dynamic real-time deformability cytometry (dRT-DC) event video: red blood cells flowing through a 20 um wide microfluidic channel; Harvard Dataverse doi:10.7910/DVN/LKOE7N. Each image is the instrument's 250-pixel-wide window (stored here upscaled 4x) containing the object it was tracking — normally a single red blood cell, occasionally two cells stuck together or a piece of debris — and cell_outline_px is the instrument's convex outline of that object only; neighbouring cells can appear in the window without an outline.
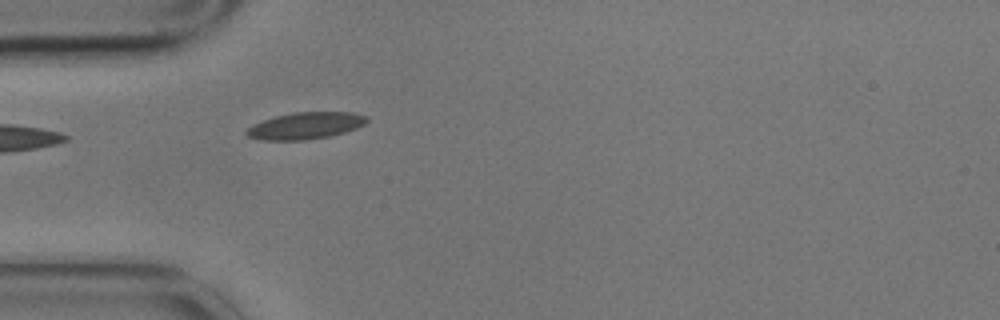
{"species": "common noctule bat (a hibernating species)", "species_latin": "Nyctalus noctula", "temperature_condition": "cold", "stored_images_in_passage": 5, "camera_frame_rate_fps": 3000, "um_per_image_px": 0.085, "animal": {"sex": "male", "body_mass_g": 17.9}, "frame": {"image": 1, "passage_image": 5, "time_ms": 1.333, "image_size_px": [1000, 320], "cell_outline_px": [[368, 120], [364, 124], [356, 128], [344, 132], [328, 136], [304, 140], [260, 140], [248, 136], [244, 132], [252, 124], [276, 116], [292, 112], [352, 112], [368, 116]], "centroid_in_image_um": [25.95, 10.68], "position_along_channel_um": 59.0, "area_um2": 18.73}}